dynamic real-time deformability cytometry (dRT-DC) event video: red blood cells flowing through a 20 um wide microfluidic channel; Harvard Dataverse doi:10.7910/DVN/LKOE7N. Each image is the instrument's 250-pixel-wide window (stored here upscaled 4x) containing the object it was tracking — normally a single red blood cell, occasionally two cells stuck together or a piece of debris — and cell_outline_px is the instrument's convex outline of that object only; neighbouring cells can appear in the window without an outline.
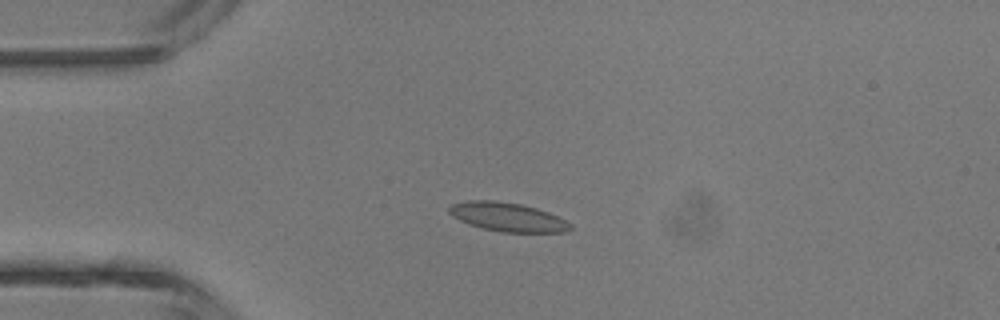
{"species": "common noctule bat (a hibernating species)", "species_latin": "Nyctalus noctula", "temperature_condition": "room temperature", "stored_images_in_passage": 4, "camera_frame_rate_fps": 3000, "um_per_image_px": 0.085, "animal": {"sex": "male", "body_mass_g": 13.3}, "frame": {"image": 1, "passage_image": 3, "time_ms": 3.333, "image_size_px": [1000, 320], "cell_outline_px": [[572, 228], [564, 232], [500, 232], [468, 224], [452, 216], [448, 212], [448, 208], [452, 204], [468, 200], [492, 200], [520, 204], [536, 208], [548, 212], [572, 224]], "centroid_in_image_um": [43.12, 18.44], "position_along_channel_um": 41.9, "area_um2": 20.23}}